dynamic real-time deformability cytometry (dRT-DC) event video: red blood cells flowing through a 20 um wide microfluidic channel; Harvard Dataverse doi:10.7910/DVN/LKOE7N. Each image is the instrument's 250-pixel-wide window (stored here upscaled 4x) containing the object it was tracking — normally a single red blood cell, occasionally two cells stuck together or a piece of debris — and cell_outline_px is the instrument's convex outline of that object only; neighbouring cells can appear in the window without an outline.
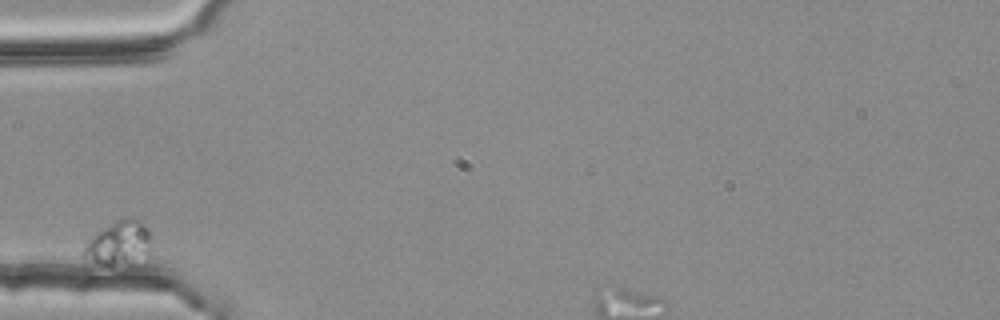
{"species": "common noctule bat (a hibernating species)", "species_latin": "Nyctalus noctula", "temperature_condition": "room temperature", "stored_images_in_passage": 3, "camera_frame_rate_fps": 3000, "um_per_image_px": 0.085, "animal": {"sex": "female", "body_mass_g": 25.1}, "frame": {"image": 1, "passage_image": 1, "time_ms": 0.0, "image_size_px": [1000, 320], "cell_outline_px": [[152, 248], [148, 260], [112, 264], [104, 264], [84, 260], [80, 256], [80, 252], [88, 240], [92, 236], [116, 220], [128, 216], [132, 216], [144, 224], [148, 228]], "centroid_in_image_um": [10.13, 20.67], "position_along_channel_um": 74.9, "area_um2": 17.8}}